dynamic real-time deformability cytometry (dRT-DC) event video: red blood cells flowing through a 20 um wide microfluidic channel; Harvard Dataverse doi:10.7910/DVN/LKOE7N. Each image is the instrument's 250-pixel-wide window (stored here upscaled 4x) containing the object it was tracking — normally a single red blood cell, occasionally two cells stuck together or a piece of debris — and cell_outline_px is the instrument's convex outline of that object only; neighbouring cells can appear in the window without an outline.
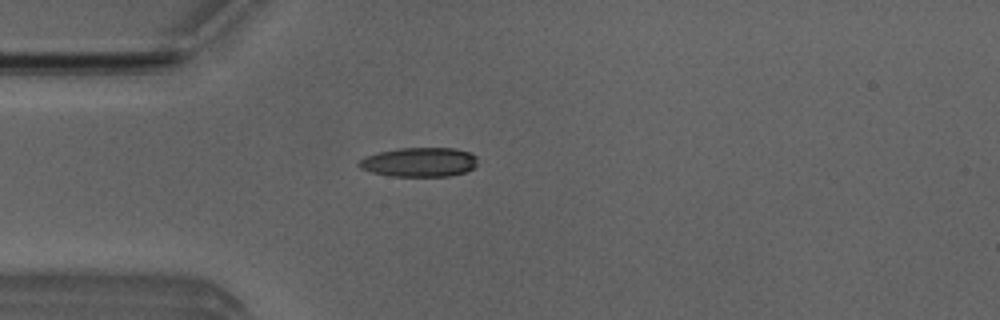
{"species": "Egyptian fruit bat (a non-hibernating species)", "species_latin": "Rousettus aegyptiacus", "temperature_condition": "room temperature", "stored_images_in_passage": 40, "camera_frame_rate_fps": 3000, "um_per_image_px": 0.085, "animal": {"sex": "male"}, "frame": {"image": 1, "passage_image": 3, "time_ms": 0.667, "image_size_px": [1000, 320], "cell_outline_px": [[476, 164], [472, 168], [464, 172], [448, 176], [392, 176], [372, 172], [360, 168], [356, 164], [364, 156], [396, 148], [452, 148], [468, 152], [476, 156]], "centroid_in_image_um": [35.6, 13.78], "position_along_channel_um": 49.4, "area_um2": 20.11}}
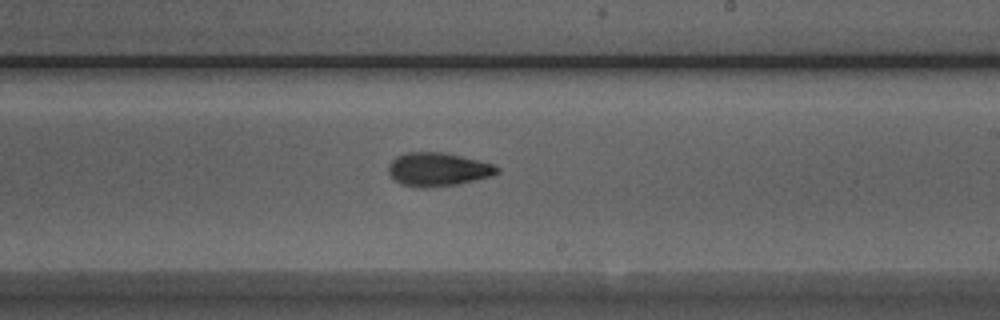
{"frame": {"image": 2, "passage_image": 19, "time_ms": 6.0, "image_size_px": [1000, 320], "cell_outline_px": [[500, 172], [492, 176], [456, 184], [424, 188], [404, 184], [396, 180], [388, 172], [388, 164], [396, 156], [408, 152], [440, 152], [480, 160], [492, 164], [500, 168]], "centroid_in_image_um": [37.24, 14.38], "position_along_channel_um": 251.8, "area_um2": 20.98}}
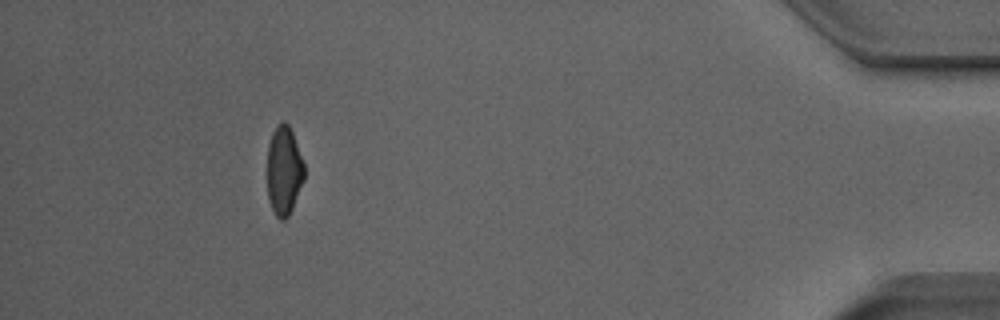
{"frame": {"image": 3, "passage_image": 36, "time_ms": 11.667, "image_size_px": [1000, 320], "cell_outline_px": [[304, 180], [292, 208], [288, 216], [284, 220], [280, 220], [276, 216], [272, 208], [268, 196], [268, 144], [272, 132], [276, 124], [284, 120], [288, 124], [292, 132], [304, 164]], "centroid_in_image_um": [24.13, 14.48], "position_along_channel_um": 411.1, "area_um2": 19.07}, "authors_computed_cell_mechanics": {"area_um2": 20.3745, "velocity_mm_per_s": 3.9833, "shape_relaxation_time_tau1_ms": 6.3319, "shape_relaxation_time_tau2_ms": 3.3468, "deformation_change_tau1": 0.1858, "deformation_change_tau2": 0.0988}}